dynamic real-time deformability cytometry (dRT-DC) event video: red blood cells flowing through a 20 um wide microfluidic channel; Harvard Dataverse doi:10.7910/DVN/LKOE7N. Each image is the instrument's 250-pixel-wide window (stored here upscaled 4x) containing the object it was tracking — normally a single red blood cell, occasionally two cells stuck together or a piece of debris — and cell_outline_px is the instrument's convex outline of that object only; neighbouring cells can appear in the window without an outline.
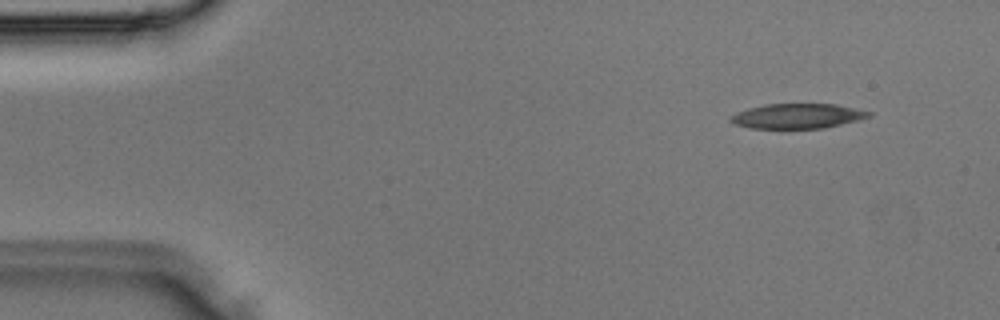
{"species": "Egyptian fruit bat (a non-hibernating species)", "species_latin": "Rousettus aegyptiacus", "temperature_condition": "room temperature", "stored_images_in_passage": 4, "camera_frame_rate_fps": 3000, "um_per_image_px": 0.085, "animal": {"sex": "male"}, "frame": {"image": 1, "passage_image": 4, "time_ms": 1.0, "image_size_px": [1000, 320], "cell_outline_px": [[872, 116], [824, 128], [752, 128], [736, 124], [728, 120], [728, 116], [736, 112], [748, 108], [764, 104], [836, 104], [872, 112]], "centroid_in_image_um": [67.74, 9.85], "position_along_channel_um": 17.3, "area_um2": 19.94}}